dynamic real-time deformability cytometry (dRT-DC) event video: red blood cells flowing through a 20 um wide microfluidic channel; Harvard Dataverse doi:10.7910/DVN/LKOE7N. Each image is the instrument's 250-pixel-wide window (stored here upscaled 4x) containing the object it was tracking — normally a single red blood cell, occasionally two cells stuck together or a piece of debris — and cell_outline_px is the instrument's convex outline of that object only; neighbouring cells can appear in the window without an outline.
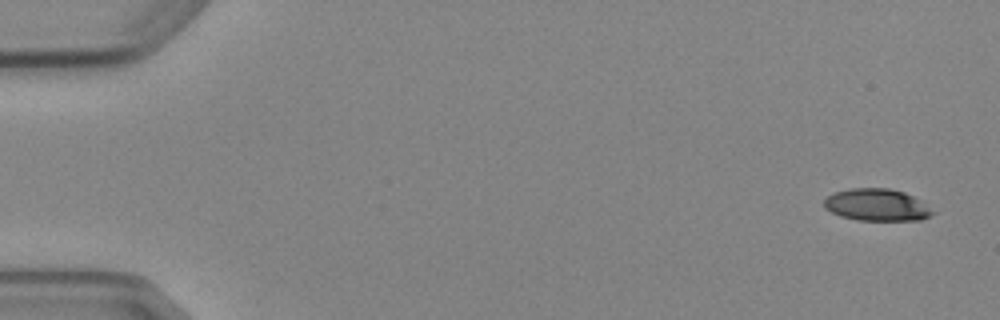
{"species": "Egyptian fruit bat (a non-hibernating species)", "species_latin": "Rousettus aegyptiacus", "temperature_condition": "cold", "stored_images_in_passage": 5, "camera_frame_rate_fps": 3000, "um_per_image_px": 0.085, "animal": {"sex": "female"}, "frame": {"image": 1, "passage_image": 1, "time_ms": 0.0, "image_size_px": [1000, 320], "cell_outline_px": [[936, 212], [932, 216], [920, 220], [856, 220], [840, 216], [824, 208], [824, 200], [828, 196], [836, 192], [848, 188], [888, 188], [904, 192], [920, 200]], "centroid_in_image_um": [74.54, 17.42], "position_along_channel_um": 10.5, "area_um2": 20.35}}
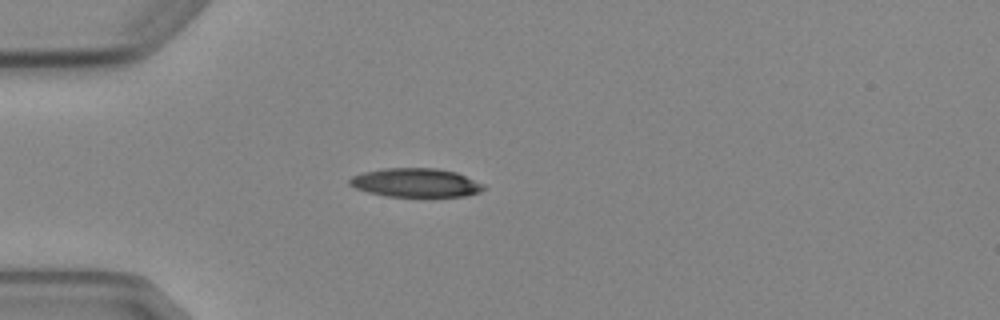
{"frame": {"image": 2, "passage_image": 4, "time_ms": 4.333, "image_size_px": [1000, 320], "cell_outline_px": [[488, 188], [480, 192], [464, 196], [388, 196], [368, 192], [356, 188], [348, 184], [348, 180], [352, 176], [364, 172], [384, 168], [436, 168], [456, 172], [484, 184]], "centroid_in_image_um": [35.35, 15.52], "position_along_channel_um": 49.6, "area_um2": 22.43}}